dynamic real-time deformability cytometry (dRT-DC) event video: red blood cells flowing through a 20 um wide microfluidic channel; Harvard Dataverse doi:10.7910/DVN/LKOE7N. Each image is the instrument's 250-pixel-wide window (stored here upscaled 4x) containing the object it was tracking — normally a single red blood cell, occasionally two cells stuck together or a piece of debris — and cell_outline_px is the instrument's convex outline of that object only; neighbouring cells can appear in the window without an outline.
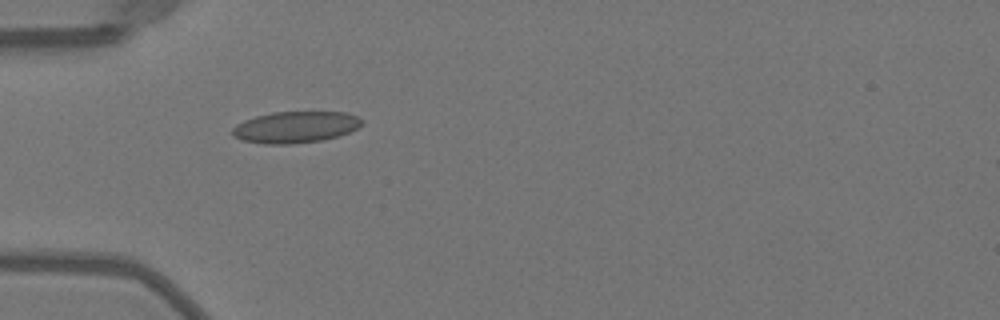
{"species": "Egyptian fruit bat (a non-hibernating species)", "species_latin": "Rousettus aegyptiacus", "temperature_condition": "warm", "stored_images_in_passage": 29, "camera_frame_rate_fps": 3000, "um_per_image_px": 0.085, "animal": {"sex": "female"}, "frame": {"image": 1, "passage_image": 1, "time_ms": 0.0, "image_size_px": [1000, 320], "cell_outline_px": [[364, 124], [340, 136], [324, 140], [292, 144], [264, 144], [244, 140], [232, 136], [232, 128], [236, 124], [244, 120], [256, 116], [272, 112], [344, 112], [356, 116], [364, 120]], "centroid_in_image_um": [25.12, 10.81], "position_along_channel_um": 59.9, "area_um2": 23.87}}
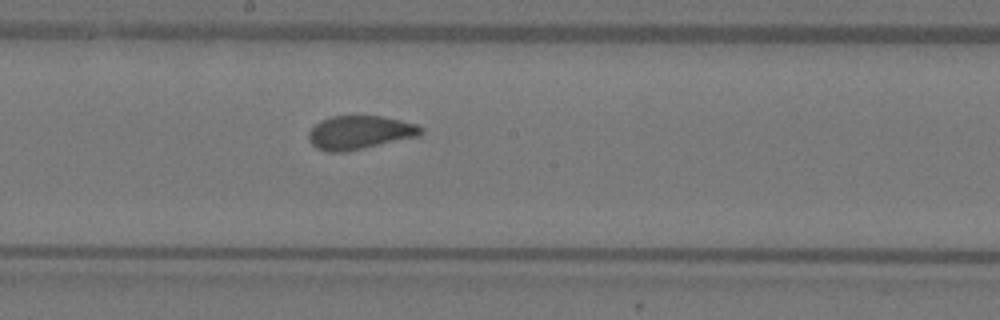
{"frame": {"image": 2, "passage_image": 13, "time_ms": 4.0, "image_size_px": [1000, 320], "cell_outline_px": [[424, 132], [420, 136], [364, 148], [344, 152], [328, 152], [316, 148], [308, 140], [308, 132], [320, 120], [332, 116], [380, 116], [400, 120], [416, 124], [424, 128]], "centroid_in_image_um": [30.58, 11.26], "position_along_channel_um": 217.6, "area_um2": 22.08}}
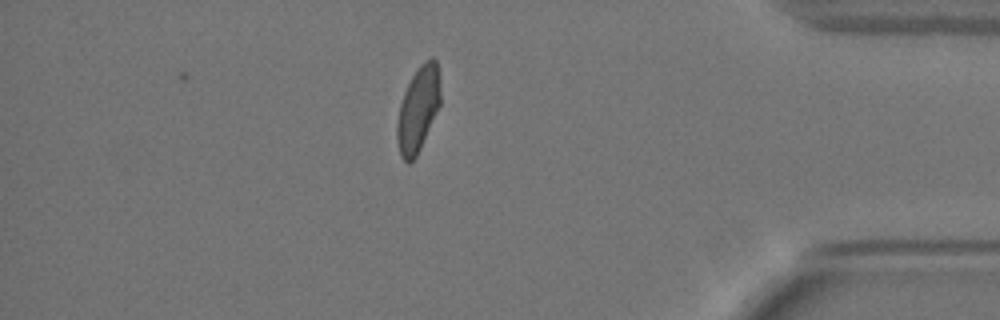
{"frame": {"image": 3, "passage_image": 29, "time_ms": 9.333, "image_size_px": [1000, 320], "cell_outline_px": [[440, 104], [420, 148], [416, 156], [408, 164], [400, 156], [396, 136], [396, 124], [400, 104], [404, 92], [416, 68], [424, 60], [432, 56], [436, 60], [440, 80]], "centroid_in_image_um": [35.53, 9.25], "position_along_channel_um": 399.7, "area_um2": 21.5}, "authors_computed_cell_mechanics": {"area_um2": 22.0796, "velocity_mm_per_s": 4.031, "shape_relaxation_time_tau1_ms": 4.0418, "shape_relaxation_time_tau2_ms": 0.6624, "deformation_change_tau1": 0.1452, "deformation_change_tau2": 0.0607}}